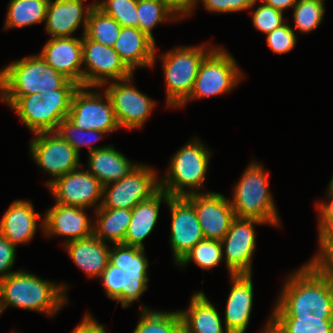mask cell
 <instances>
[{"label":"cell","instance_id":"obj_51","mask_svg":"<svg viewBox=\"0 0 333 333\" xmlns=\"http://www.w3.org/2000/svg\"><path fill=\"white\" fill-rule=\"evenodd\" d=\"M262 2L283 13L284 10L291 7L293 8L295 4L298 2V0H262Z\"/></svg>","mask_w":333,"mask_h":333},{"label":"cell","instance_id":"obj_1","mask_svg":"<svg viewBox=\"0 0 333 333\" xmlns=\"http://www.w3.org/2000/svg\"><path fill=\"white\" fill-rule=\"evenodd\" d=\"M271 318L333 319V281L308 262L288 277Z\"/></svg>","mask_w":333,"mask_h":333},{"label":"cell","instance_id":"obj_47","mask_svg":"<svg viewBox=\"0 0 333 333\" xmlns=\"http://www.w3.org/2000/svg\"><path fill=\"white\" fill-rule=\"evenodd\" d=\"M71 333H107L103 325L94 320L91 315L87 314L81 324L74 328Z\"/></svg>","mask_w":333,"mask_h":333},{"label":"cell","instance_id":"obj_45","mask_svg":"<svg viewBox=\"0 0 333 333\" xmlns=\"http://www.w3.org/2000/svg\"><path fill=\"white\" fill-rule=\"evenodd\" d=\"M16 246L0 234V279L7 277L15 262Z\"/></svg>","mask_w":333,"mask_h":333},{"label":"cell","instance_id":"obj_19","mask_svg":"<svg viewBox=\"0 0 333 333\" xmlns=\"http://www.w3.org/2000/svg\"><path fill=\"white\" fill-rule=\"evenodd\" d=\"M39 55L56 71L83 86L82 38H50Z\"/></svg>","mask_w":333,"mask_h":333},{"label":"cell","instance_id":"obj_28","mask_svg":"<svg viewBox=\"0 0 333 333\" xmlns=\"http://www.w3.org/2000/svg\"><path fill=\"white\" fill-rule=\"evenodd\" d=\"M97 225H93V234L103 242L123 244L131 221L132 209H112L100 206L96 209Z\"/></svg>","mask_w":333,"mask_h":333},{"label":"cell","instance_id":"obj_50","mask_svg":"<svg viewBox=\"0 0 333 333\" xmlns=\"http://www.w3.org/2000/svg\"><path fill=\"white\" fill-rule=\"evenodd\" d=\"M328 203H317V208L319 210V218L320 219H333V190L328 186ZM330 202V203H329Z\"/></svg>","mask_w":333,"mask_h":333},{"label":"cell","instance_id":"obj_29","mask_svg":"<svg viewBox=\"0 0 333 333\" xmlns=\"http://www.w3.org/2000/svg\"><path fill=\"white\" fill-rule=\"evenodd\" d=\"M50 0H10L5 29L21 28L45 21Z\"/></svg>","mask_w":333,"mask_h":333},{"label":"cell","instance_id":"obj_14","mask_svg":"<svg viewBox=\"0 0 333 333\" xmlns=\"http://www.w3.org/2000/svg\"><path fill=\"white\" fill-rule=\"evenodd\" d=\"M48 188L53 193L56 203L66 206L92 207L103 198V185L87 170L79 168L68 172L53 181Z\"/></svg>","mask_w":333,"mask_h":333},{"label":"cell","instance_id":"obj_6","mask_svg":"<svg viewBox=\"0 0 333 333\" xmlns=\"http://www.w3.org/2000/svg\"><path fill=\"white\" fill-rule=\"evenodd\" d=\"M205 47H178L162 55L168 107H179L191 94L199 66L211 51Z\"/></svg>","mask_w":333,"mask_h":333},{"label":"cell","instance_id":"obj_40","mask_svg":"<svg viewBox=\"0 0 333 333\" xmlns=\"http://www.w3.org/2000/svg\"><path fill=\"white\" fill-rule=\"evenodd\" d=\"M252 14L253 26L265 34L284 24L283 13L266 4L260 5Z\"/></svg>","mask_w":333,"mask_h":333},{"label":"cell","instance_id":"obj_21","mask_svg":"<svg viewBox=\"0 0 333 333\" xmlns=\"http://www.w3.org/2000/svg\"><path fill=\"white\" fill-rule=\"evenodd\" d=\"M232 287L225 311V330L229 333H245L253 303L251 274L231 275Z\"/></svg>","mask_w":333,"mask_h":333},{"label":"cell","instance_id":"obj_27","mask_svg":"<svg viewBox=\"0 0 333 333\" xmlns=\"http://www.w3.org/2000/svg\"><path fill=\"white\" fill-rule=\"evenodd\" d=\"M88 169L103 186L127 176L138 164L132 165L122 153L113 146H106L88 154Z\"/></svg>","mask_w":333,"mask_h":333},{"label":"cell","instance_id":"obj_9","mask_svg":"<svg viewBox=\"0 0 333 333\" xmlns=\"http://www.w3.org/2000/svg\"><path fill=\"white\" fill-rule=\"evenodd\" d=\"M90 87L79 86L74 92L67 119L84 130L110 133L119 129L114 109L107 93L88 91ZM103 98L106 100L102 101Z\"/></svg>","mask_w":333,"mask_h":333},{"label":"cell","instance_id":"obj_17","mask_svg":"<svg viewBox=\"0 0 333 333\" xmlns=\"http://www.w3.org/2000/svg\"><path fill=\"white\" fill-rule=\"evenodd\" d=\"M11 108L16 111L22 123L34 134L56 132L59 123L68 117L71 105H49L40 94L20 97Z\"/></svg>","mask_w":333,"mask_h":333},{"label":"cell","instance_id":"obj_42","mask_svg":"<svg viewBox=\"0 0 333 333\" xmlns=\"http://www.w3.org/2000/svg\"><path fill=\"white\" fill-rule=\"evenodd\" d=\"M100 278L108 298L121 302L122 269L109 262Z\"/></svg>","mask_w":333,"mask_h":333},{"label":"cell","instance_id":"obj_24","mask_svg":"<svg viewBox=\"0 0 333 333\" xmlns=\"http://www.w3.org/2000/svg\"><path fill=\"white\" fill-rule=\"evenodd\" d=\"M94 234L88 238L65 242L64 247L72 261L89 277L100 278L109 263L110 249Z\"/></svg>","mask_w":333,"mask_h":333},{"label":"cell","instance_id":"obj_46","mask_svg":"<svg viewBox=\"0 0 333 333\" xmlns=\"http://www.w3.org/2000/svg\"><path fill=\"white\" fill-rule=\"evenodd\" d=\"M77 89H56L53 92H41V99L49 105H71L72 97Z\"/></svg>","mask_w":333,"mask_h":333},{"label":"cell","instance_id":"obj_37","mask_svg":"<svg viewBox=\"0 0 333 333\" xmlns=\"http://www.w3.org/2000/svg\"><path fill=\"white\" fill-rule=\"evenodd\" d=\"M95 6L104 14L115 19L122 27L138 28V13L136 0H103Z\"/></svg>","mask_w":333,"mask_h":333},{"label":"cell","instance_id":"obj_2","mask_svg":"<svg viewBox=\"0 0 333 333\" xmlns=\"http://www.w3.org/2000/svg\"><path fill=\"white\" fill-rule=\"evenodd\" d=\"M79 86L48 65L39 54L12 62L0 70V97L10 107L22 96Z\"/></svg>","mask_w":333,"mask_h":333},{"label":"cell","instance_id":"obj_7","mask_svg":"<svg viewBox=\"0 0 333 333\" xmlns=\"http://www.w3.org/2000/svg\"><path fill=\"white\" fill-rule=\"evenodd\" d=\"M241 73L230 53L213 47L199 66L190 96L179 107L192 99L220 95L232 90L243 78L244 74Z\"/></svg>","mask_w":333,"mask_h":333},{"label":"cell","instance_id":"obj_4","mask_svg":"<svg viewBox=\"0 0 333 333\" xmlns=\"http://www.w3.org/2000/svg\"><path fill=\"white\" fill-rule=\"evenodd\" d=\"M268 185L269 173L264 172L261 164H250L234 188L233 200H230L235 217L278 226L280 219Z\"/></svg>","mask_w":333,"mask_h":333},{"label":"cell","instance_id":"obj_33","mask_svg":"<svg viewBox=\"0 0 333 333\" xmlns=\"http://www.w3.org/2000/svg\"><path fill=\"white\" fill-rule=\"evenodd\" d=\"M121 28L122 26L115 19L94 6L90 11L84 35L106 47H113Z\"/></svg>","mask_w":333,"mask_h":333},{"label":"cell","instance_id":"obj_25","mask_svg":"<svg viewBox=\"0 0 333 333\" xmlns=\"http://www.w3.org/2000/svg\"><path fill=\"white\" fill-rule=\"evenodd\" d=\"M170 196L159 190L150 199L138 203L132 209L131 221L125 236L124 245L144 248L143 240L153 231L159 215L162 200L167 202Z\"/></svg>","mask_w":333,"mask_h":333},{"label":"cell","instance_id":"obj_41","mask_svg":"<svg viewBox=\"0 0 333 333\" xmlns=\"http://www.w3.org/2000/svg\"><path fill=\"white\" fill-rule=\"evenodd\" d=\"M266 35L267 45L277 54L290 52L297 42L294 30L285 23Z\"/></svg>","mask_w":333,"mask_h":333},{"label":"cell","instance_id":"obj_11","mask_svg":"<svg viewBox=\"0 0 333 333\" xmlns=\"http://www.w3.org/2000/svg\"><path fill=\"white\" fill-rule=\"evenodd\" d=\"M34 135L35 139L30 142L32 158L40 168L54 177L46 182L47 186L81 167L79 154L57 132H41Z\"/></svg>","mask_w":333,"mask_h":333},{"label":"cell","instance_id":"obj_34","mask_svg":"<svg viewBox=\"0 0 333 333\" xmlns=\"http://www.w3.org/2000/svg\"><path fill=\"white\" fill-rule=\"evenodd\" d=\"M223 249L221 241L204 238L185 255L178 265L182 267L193 260L199 267L208 271L222 261Z\"/></svg>","mask_w":333,"mask_h":333},{"label":"cell","instance_id":"obj_12","mask_svg":"<svg viewBox=\"0 0 333 333\" xmlns=\"http://www.w3.org/2000/svg\"><path fill=\"white\" fill-rule=\"evenodd\" d=\"M132 78L113 81L104 90L111 100L119 128L128 130L142 127L155 106V101L129 84Z\"/></svg>","mask_w":333,"mask_h":333},{"label":"cell","instance_id":"obj_54","mask_svg":"<svg viewBox=\"0 0 333 333\" xmlns=\"http://www.w3.org/2000/svg\"><path fill=\"white\" fill-rule=\"evenodd\" d=\"M3 313L2 309H1V305H0V315Z\"/></svg>","mask_w":333,"mask_h":333},{"label":"cell","instance_id":"obj_39","mask_svg":"<svg viewBox=\"0 0 333 333\" xmlns=\"http://www.w3.org/2000/svg\"><path fill=\"white\" fill-rule=\"evenodd\" d=\"M147 271L122 270L121 305L127 308L147 290Z\"/></svg>","mask_w":333,"mask_h":333},{"label":"cell","instance_id":"obj_23","mask_svg":"<svg viewBox=\"0 0 333 333\" xmlns=\"http://www.w3.org/2000/svg\"><path fill=\"white\" fill-rule=\"evenodd\" d=\"M41 215L35 213L31 201L16 200L3 215L0 222V234L13 245L25 244L32 240Z\"/></svg>","mask_w":333,"mask_h":333},{"label":"cell","instance_id":"obj_8","mask_svg":"<svg viewBox=\"0 0 333 333\" xmlns=\"http://www.w3.org/2000/svg\"><path fill=\"white\" fill-rule=\"evenodd\" d=\"M155 171L138 164L121 180L103 186V199L99 207L133 209L138 203L150 199L160 190Z\"/></svg>","mask_w":333,"mask_h":333},{"label":"cell","instance_id":"obj_16","mask_svg":"<svg viewBox=\"0 0 333 333\" xmlns=\"http://www.w3.org/2000/svg\"><path fill=\"white\" fill-rule=\"evenodd\" d=\"M171 211L170 243L175 263L201 240L204 234L197 219L194 206L185 197H170L166 202Z\"/></svg>","mask_w":333,"mask_h":333},{"label":"cell","instance_id":"obj_38","mask_svg":"<svg viewBox=\"0 0 333 333\" xmlns=\"http://www.w3.org/2000/svg\"><path fill=\"white\" fill-rule=\"evenodd\" d=\"M56 132L66 141L68 142L80 155L79 151L82 146H88L89 153L94 152L97 149H102L104 147H94L91 145L92 142H96L103 138V135L106 134L99 130H84L73 123H71L67 118L63 119L58 126ZM94 138L88 139V136H93Z\"/></svg>","mask_w":333,"mask_h":333},{"label":"cell","instance_id":"obj_22","mask_svg":"<svg viewBox=\"0 0 333 333\" xmlns=\"http://www.w3.org/2000/svg\"><path fill=\"white\" fill-rule=\"evenodd\" d=\"M155 42L136 27H122L113 49L125 65L134 72L135 67L153 66Z\"/></svg>","mask_w":333,"mask_h":333},{"label":"cell","instance_id":"obj_31","mask_svg":"<svg viewBox=\"0 0 333 333\" xmlns=\"http://www.w3.org/2000/svg\"><path fill=\"white\" fill-rule=\"evenodd\" d=\"M269 319L262 333H333V319Z\"/></svg>","mask_w":333,"mask_h":333},{"label":"cell","instance_id":"obj_52","mask_svg":"<svg viewBox=\"0 0 333 333\" xmlns=\"http://www.w3.org/2000/svg\"><path fill=\"white\" fill-rule=\"evenodd\" d=\"M329 187L333 190V176H332V179L329 182Z\"/></svg>","mask_w":333,"mask_h":333},{"label":"cell","instance_id":"obj_26","mask_svg":"<svg viewBox=\"0 0 333 333\" xmlns=\"http://www.w3.org/2000/svg\"><path fill=\"white\" fill-rule=\"evenodd\" d=\"M183 333H229L223 331L222 320L204 292L194 293L188 310H179Z\"/></svg>","mask_w":333,"mask_h":333},{"label":"cell","instance_id":"obj_49","mask_svg":"<svg viewBox=\"0 0 333 333\" xmlns=\"http://www.w3.org/2000/svg\"><path fill=\"white\" fill-rule=\"evenodd\" d=\"M319 244H333V219H319Z\"/></svg>","mask_w":333,"mask_h":333},{"label":"cell","instance_id":"obj_10","mask_svg":"<svg viewBox=\"0 0 333 333\" xmlns=\"http://www.w3.org/2000/svg\"><path fill=\"white\" fill-rule=\"evenodd\" d=\"M83 86L96 88L105 86L107 78L112 81L123 80L133 76V72L125 65L113 47L88 39L82 35Z\"/></svg>","mask_w":333,"mask_h":333},{"label":"cell","instance_id":"obj_30","mask_svg":"<svg viewBox=\"0 0 333 333\" xmlns=\"http://www.w3.org/2000/svg\"><path fill=\"white\" fill-rule=\"evenodd\" d=\"M142 316L132 333H183L182 318L178 311L158 312L142 307Z\"/></svg>","mask_w":333,"mask_h":333},{"label":"cell","instance_id":"obj_3","mask_svg":"<svg viewBox=\"0 0 333 333\" xmlns=\"http://www.w3.org/2000/svg\"><path fill=\"white\" fill-rule=\"evenodd\" d=\"M66 288L23 270L14 271L0 279L1 309L4 311L10 305L52 316L67 302Z\"/></svg>","mask_w":333,"mask_h":333},{"label":"cell","instance_id":"obj_36","mask_svg":"<svg viewBox=\"0 0 333 333\" xmlns=\"http://www.w3.org/2000/svg\"><path fill=\"white\" fill-rule=\"evenodd\" d=\"M109 262L124 271H147L148 260L144 248L115 244L109 253Z\"/></svg>","mask_w":333,"mask_h":333},{"label":"cell","instance_id":"obj_32","mask_svg":"<svg viewBox=\"0 0 333 333\" xmlns=\"http://www.w3.org/2000/svg\"><path fill=\"white\" fill-rule=\"evenodd\" d=\"M137 13L139 18L138 28L154 42L152 30L158 23L168 19L173 21L180 18L163 0H138Z\"/></svg>","mask_w":333,"mask_h":333},{"label":"cell","instance_id":"obj_5","mask_svg":"<svg viewBox=\"0 0 333 333\" xmlns=\"http://www.w3.org/2000/svg\"><path fill=\"white\" fill-rule=\"evenodd\" d=\"M211 151L196 138L185 144L170 160V169L160 178V189L170 197H185L199 193L205 182ZM190 188L185 191L184 188ZM197 189V190H195Z\"/></svg>","mask_w":333,"mask_h":333},{"label":"cell","instance_id":"obj_15","mask_svg":"<svg viewBox=\"0 0 333 333\" xmlns=\"http://www.w3.org/2000/svg\"><path fill=\"white\" fill-rule=\"evenodd\" d=\"M194 206L205 239L221 241L235 218L230 200L215 192L185 196Z\"/></svg>","mask_w":333,"mask_h":333},{"label":"cell","instance_id":"obj_13","mask_svg":"<svg viewBox=\"0 0 333 333\" xmlns=\"http://www.w3.org/2000/svg\"><path fill=\"white\" fill-rule=\"evenodd\" d=\"M265 224L257 219L235 217L225 237L221 240L223 257L230 276L252 274L251 262L255 249V231L253 225Z\"/></svg>","mask_w":333,"mask_h":333},{"label":"cell","instance_id":"obj_20","mask_svg":"<svg viewBox=\"0 0 333 333\" xmlns=\"http://www.w3.org/2000/svg\"><path fill=\"white\" fill-rule=\"evenodd\" d=\"M85 0H55L49 1L45 17V29L51 38L72 37L80 24H83V35L90 11L95 3L84 7ZM86 8V9H84ZM86 10V11H84Z\"/></svg>","mask_w":333,"mask_h":333},{"label":"cell","instance_id":"obj_18","mask_svg":"<svg viewBox=\"0 0 333 333\" xmlns=\"http://www.w3.org/2000/svg\"><path fill=\"white\" fill-rule=\"evenodd\" d=\"M93 225L85 214V208L59 203L48 209L41 222V228L46 235L69 237L66 242L92 236Z\"/></svg>","mask_w":333,"mask_h":333},{"label":"cell","instance_id":"obj_53","mask_svg":"<svg viewBox=\"0 0 333 333\" xmlns=\"http://www.w3.org/2000/svg\"><path fill=\"white\" fill-rule=\"evenodd\" d=\"M251 3H253V5H256L257 0H249ZM260 2H262V0H260Z\"/></svg>","mask_w":333,"mask_h":333},{"label":"cell","instance_id":"obj_44","mask_svg":"<svg viewBox=\"0 0 333 333\" xmlns=\"http://www.w3.org/2000/svg\"><path fill=\"white\" fill-rule=\"evenodd\" d=\"M204 7L212 12L229 13L247 10L254 5L249 0H201Z\"/></svg>","mask_w":333,"mask_h":333},{"label":"cell","instance_id":"obj_35","mask_svg":"<svg viewBox=\"0 0 333 333\" xmlns=\"http://www.w3.org/2000/svg\"><path fill=\"white\" fill-rule=\"evenodd\" d=\"M324 0H298L293 7V19L296 29L309 33L316 29L324 16Z\"/></svg>","mask_w":333,"mask_h":333},{"label":"cell","instance_id":"obj_43","mask_svg":"<svg viewBox=\"0 0 333 333\" xmlns=\"http://www.w3.org/2000/svg\"><path fill=\"white\" fill-rule=\"evenodd\" d=\"M320 251L308 263L321 275L333 281V244H319Z\"/></svg>","mask_w":333,"mask_h":333},{"label":"cell","instance_id":"obj_48","mask_svg":"<svg viewBox=\"0 0 333 333\" xmlns=\"http://www.w3.org/2000/svg\"><path fill=\"white\" fill-rule=\"evenodd\" d=\"M165 1L182 19L190 16L198 0H163Z\"/></svg>","mask_w":333,"mask_h":333}]
</instances>
